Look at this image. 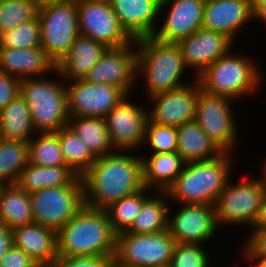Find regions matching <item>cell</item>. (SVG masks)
<instances>
[{"mask_svg": "<svg viewBox=\"0 0 266 267\" xmlns=\"http://www.w3.org/2000/svg\"><path fill=\"white\" fill-rule=\"evenodd\" d=\"M119 152L115 150L98 157L81 176L84 205L105 210L112 203L144 188L141 155Z\"/></svg>", "mask_w": 266, "mask_h": 267, "instance_id": "cell-1", "label": "cell"}, {"mask_svg": "<svg viewBox=\"0 0 266 267\" xmlns=\"http://www.w3.org/2000/svg\"><path fill=\"white\" fill-rule=\"evenodd\" d=\"M233 157V153L224 152L212 160L185 163L182 172L165 191L170 202L214 206L232 176Z\"/></svg>", "mask_w": 266, "mask_h": 267, "instance_id": "cell-2", "label": "cell"}, {"mask_svg": "<svg viewBox=\"0 0 266 267\" xmlns=\"http://www.w3.org/2000/svg\"><path fill=\"white\" fill-rule=\"evenodd\" d=\"M116 233L105 210L84 205L58 232V256L114 255Z\"/></svg>", "mask_w": 266, "mask_h": 267, "instance_id": "cell-3", "label": "cell"}, {"mask_svg": "<svg viewBox=\"0 0 266 267\" xmlns=\"http://www.w3.org/2000/svg\"><path fill=\"white\" fill-rule=\"evenodd\" d=\"M136 45L137 80L144 77L148 98L188 84L181 80L188 68L177 43L149 36L136 39Z\"/></svg>", "mask_w": 266, "mask_h": 267, "instance_id": "cell-4", "label": "cell"}, {"mask_svg": "<svg viewBox=\"0 0 266 267\" xmlns=\"http://www.w3.org/2000/svg\"><path fill=\"white\" fill-rule=\"evenodd\" d=\"M253 60V61H252ZM251 57L229 51L199 76L200 88L207 93L237 100L252 96L262 85L260 67Z\"/></svg>", "mask_w": 266, "mask_h": 267, "instance_id": "cell-5", "label": "cell"}, {"mask_svg": "<svg viewBox=\"0 0 266 267\" xmlns=\"http://www.w3.org/2000/svg\"><path fill=\"white\" fill-rule=\"evenodd\" d=\"M52 73H56L61 82L49 77L27 78L20 82V95L29 107L36 133L56 132L67 126L69 120L65 83L56 69Z\"/></svg>", "mask_w": 266, "mask_h": 267, "instance_id": "cell-6", "label": "cell"}, {"mask_svg": "<svg viewBox=\"0 0 266 267\" xmlns=\"http://www.w3.org/2000/svg\"><path fill=\"white\" fill-rule=\"evenodd\" d=\"M252 179V180H251ZM232 183L229 178L214 204L218 227L246 225L253 227L264 196L266 183L263 177Z\"/></svg>", "mask_w": 266, "mask_h": 267, "instance_id": "cell-7", "label": "cell"}, {"mask_svg": "<svg viewBox=\"0 0 266 267\" xmlns=\"http://www.w3.org/2000/svg\"><path fill=\"white\" fill-rule=\"evenodd\" d=\"M175 245L167 229L150 234L121 232L116 235L115 267L169 266Z\"/></svg>", "mask_w": 266, "mask_h": 267, "instance_id": "cell-8", "label": "cell"}, {"mask_svg": "<svg viewBox=\"0 0 266 267\" xmlns=\"http://www.w3.org/2000/svg\"><path fill=\"white\" fill-rule=\"evenodd\" d=\"M41 47L56 65L79 36L77 1H63L39 8Z\"/></svg>", "mask_w": 266, "mask_h": 267, "instance_id": "cell-9", "label": "cell"}, {"mask_svg": "<svg viewBox=\"0 0 266 267\" xmlns=\"http://www.w3.org/2000/svg\"><path fill=\"white\" fill-rule=\"evenodd\" d=\"M34 222L59 231L84 206L82 178L30 193Z\"/></svg>", "mask_w": 266, "mask_h": 267, "instance_id": "cell-10", "label": "cell"}, {"mask_svg": "<svg viewBox=\"0 0 266 267\" xmlns=\"http://www.w3.org/2000/svg\"><path fill=\"white\" fill-rule=\"evenodd\" d=\"M233 100L228 97L213 95L201 88L194 121L204 130L207 136L223 151L233 153L238 142V128L232 110Z\"/></svg>", "mask_w": 266, "mask_h": 267, "instance_id": "cell-11", "label": "cell"}, {"mask_svg": "<svg viewBox=\"0 0 266 267\" xmlns=\"http://www.w3.org/2000/svg\"><path fill=\"white\" fill-rule=\"evenodd\" d=\"M79 35L103 43L107 48H120L134 39L120 25L109 0L77 1Z\"/></svg>", "mask_w": 266, "mask_h": 267, "instance_id": "cell-12", "label": "cell"}, {"mask_svg": "<svg viewBox=\"0 0 266 267\" xmlns=\"http://www.w3.org/2000/svg\"><path fill=\"white\" fill-rule=\"evenodd\" d=\"M65 86L69 117L105 118L127 95L117 86L90 83L84 79L72 80Z\"/></svg>", "mask_w": 266, "mask_h": 267, "instance_id": "cell-13", "label": "cell"}, {"mask_svg": "<svg viewBox=\"0 0 266 267\" xmlns=\"http://www.w3.org/2000/svg\"><path fill=\"white\" fill-rule=\"evenodd\" d=\"M130 97L127 94L105 116L112 146L117 151H131L135 148L139 150L145 139L149 110L129 101Z\"/></svg>", "mask_w": 266, "mask_h": 267, "instance_id": "cell-14", "label": "cell"}, {"mask_svg": "<svg viewBox=\"0 0 266 267\" xmlns=\"http://www.w3.org/2000/svg\"><path fill=\"white\" fill-rule=\"evenodd\" d=\"M171 214L169 207L167 230L176 244H204L219 229L214 206L205 204H180ZM170 213V214H169ZM171 216V217H170Z\"/></svg>", "mask_w": 266, "mask_h": 267, "instance_id": "cell-15", "label": "cell"}, {"mask_svg": "<svg viewBox=\"0 0 266 267\" xmlns=\"http://www.w3.org/2000/svg\"><path fill=\"white\" fill-rule=\"evenodd\" d=\"M84 80L117 86L132 95V88L138 81L136 40L124 47L108 48Z\"/></svg>", "mask_w": 266, "mask_h": 267, "instance_id": "cell-16", "label": "cell"}, {"mask_svg": "<svg viewBox=\"0 0 266 267\" xmlns=\"http://www.w3.org/2000/svg\"><path fill=\"white\" fill-rule=\"evenodd\" d=\"M195 79V80H194ZM180 88L149 97L148 119L155 124L179 127L194 121L200 84L196 78Z\"/></svg>", "mask_w": 266, "mask_h": 267, "instance_id": "cell-17", "label": "cell"}, {"mask_svg": "<svg viewBox=\"0 0 266 267\" xmlns=\"http://www.w3.org/2000/svg\"><path fill=\"white\" fill-rule=\"evenodd\" d=\"M205 1L161 0L159 14L166 6L169 7L168 13L152 37L166 43H178L201 29Z\"/></svg>", "mask_w": 266, "mask_h": 267, "instance_id": "cell-18", "label": "cell"}, {"mask_svg": "<svg viewBox=\"0 0 266 267\" xmlns=\"http://www.w3.org/2000/svg\"><path fill=\"white\" fill-rule=\"evenodd\" d=\"M177 44L181 49L187 68L196 70L195 78L231 51L233 48L231 46L235 45L226 35L203 28L195 31Z\"/></svg>", "mask_w": 266, "mask_h": 267, "instance_id": "cell-19", "label": "cell"}, {"mask_svg": "<svg viewBox=\"0 0 266 267\" xmlns=\"http://www.w3.org/2000/svg\"><path fill=\"white\" fill-rule=\"evenodd\" d=\"M253 21L252 0H206L202 28L226 35L234 43L247 22Z\"/></svg>", "mask_w": 266, "mask_h": 267, "instance_id": "cell-20", "label": "cell"}, {"mask_svg": "<svg viewBox=\"0 0 266 267\" xmlns=\"http://www.w3.org/2000/svg\"><path fill=\"white\" fill-rule=\"evenodd\" d=\"M120 25L134 39L154 34L161 0H109Z\"/></svg>", "mask_w": 266, "mask_h": 267, "instance_id": "cell-21", "label": "cell"}, {"mask_svg": "<svg viewBox=\"0 0 266 267\" xmlns=\"http://www.w3.org/2000/svg\"><path fill=\"white\" fill-rule=\"evenodd\" d=\"M56 69L42 47L25 49L0 47V71L20 80L43 77Z\"/></svg>", "mask_w": 266, "mask_h": 267, "instance_id": "cell-22", "label": "cell"}, {"mask_svg": "<svg viewBox=\"0 0 266 267\" xmlns=\"http://www.w3.org/2000/svg\"><path fill=\"white\" fill-rule=\"evenodd\" d=\"M13 245L30 257L41 267H49L58 257L57 231L31 224L12 230Z\"/></svg>", "mask_w": 266, "mask_h": 267, "instance_id": "cell-23", "label": "cell"}, {"mask_svg": "<svg viewBox=\"0 0 266 267\" xmlns=\"http://www.w3.org/2000/svg\"><path fill=\"white\" fill-rule=\"evenodd\" d=\"M107 49L103 43L79 35L71 49L56 64V70L66 82L84 79Z\"/></svg>", "mask_w": 266, "mask_h": 267, "instance_id": "cell-24", "label": "cell"}, {"mask_svg": "<svg viewBox=\"0 0 266 267\" xmlns=\"http://www.w3.org/2000/svg\"><path fill=\"white\" fill-rule=\"evenodd\" d=\"M141 161L143 186L154 191H166L185 165L177 152L142 155Z\"/></svg>", "mask_w": 266, "mask_h": 267, "instance_id": "cell-25", "label": "cell"}, {"mask_svg": "<svg viewBox=\"0 0 266 267\" xmlns=\"http://www.w3.org/2000/svg\"><path fill=\"white\" fill-rule=\"evenodd\" d=\"M177 134V153L185 163L212 160L224 153L195 121L177 127Z\"/></svg>", "mask_w": 266, "mask_h": 267, "instance_id": "cell-26", "label": "cell"}, {"mask_svg": "<svg viewBox=\"0 0 266 267\" xmlns=\"http://www.w3.org/2000/svg\"><path fill=\"white\" fill-rule=\"evenodd\" d=\"M33 222L30 194L17 184L4 185L0 191V223L13 230Z\"/></svg>", "mask_w": 266, "mask_h": 267, "instance_id": "cell-27", "label": "cell"}, {"mask_svg": "<svg viewBox=\"0 0 266 267\" xmlns=\"http://www.w3.org/2000/svg\"><path fill=\"white\" fill-rule=\"evenodd\" d=\"M35 134L29 107L19 94L0 110V138L28 142Z\"/></svg>", "mask_w": 266, "mask_h": 267, "instance_id": "cell-28", "label": "cell"}, {"mask_svg": "<svg viewBox=\"0 0 266 267\" xmlns=\"http://www.w3.org/2000/svg\"><path fill=\"white\" fill-rule=\"evenodd\" d=\"M77 177L66 165L45 167L28 163L16 184L30 194L45 188L70 185Z\"/></svg>", "mask_w": 266, "mask_h": 267, "instance_id": "cell-29", "label": "cell"}, {"mask_svg": "<svg viewBox=\"0 0 266 267\" xmlns=\"http://www.w3.org/2000/svg\"><path fill=\"white\" fill-rule=\"evenodd\" d=\"M67 126L98 158L114 152L106 120L102 117H69Z\"/></svg>", "mask_w": 266, "mask_h": 267, "instance_id": "cell-30", "label": "cell"}, {"mask_svg": "<svg viewBox=\"0 0 266 267\" xmlns=\"http://www.w3.org/2000/svg\"><path fill=\"white\" fill-rule=\"evenodd\" d=\"M154 193L144 201L139 214L126 232L150 234L167 229L169 198L165 191H155Z\"/></svg>", "mask_w": 266, "mask_h": 267, "instance_id": "cell-31", "label": "cell"}, {"mask_svg": "<svg viewBox=\"0 0 266 267\" xmlns=\"http://www.w3.org/2000/svg\"><path fill=\"white\" fill-rule=\"evenodd\" d=\"M28 163V142L0 138V183L15 185Z\"/></svg>", "mask_w": 266, "mask_h": 267, "instance_id": "cell-32", "label": "cell"}, {"mask_svg": "<svg viewBox=\"0 0 266 267\" xmlns=\"http://www.w3.org/2000/svg\"><path fill=\"white\" fill-rule=\"evenodd\" d=\"M56 133L66 166L81 177L97 158L68 126L59 129Z\"/></svg>", "mask_w": 266, "mask_h": 267, "instance_id": "cell-33", "label": "cell"}, {"mask_svg": "<svg viewBox=\"0 0 266 267\" xmlns=\"http://www.w3.org/2000/svg\"><path fill=\"white\" fill-rule=\"evenodd\" d=\"M153 192L155 191L144 187L141 191L121 198L105 209L112 229L116 234L127 231L131 227L144 201Z\"/></svg>", "mask_w": 266, "mask_h": 267, "instance_id": "cell-34", "label": "cell"}, {"mask_svg": "<svg viewBox=\"0 0 266 267\" xmlns=\"http://www.w3.org/2000/svg\"><path fill=\"white\" fill-rule=\"evenodd\" d=\"M35 135L28 141L29 163L45 167L66 165L56 132Z\"/></svg>", "mask_w": 266, "mask_h": 267, "instance_id": "cell-35", "label": "cell"}, {"mask_svg": "<svg viewBox=\"0 0 266 267\" xmlns=\"http://www.w3.org/2000/svg\"><path fill=\"white\" fill-rule=\"evenodd\" d=\"M39 7L33 0L0 2V34L27 21L38 18Z\"/></svg>", "mask_w": 266, "mask_h": 267, "instance_id": "cell-36", "label": "cell"}, {"mask_svg": "<svg viewBox=\"0 0 266 267\" xmlns=\"http://www.w3.org/2000/svg\"><path fill=\"white\" fill-rule=\"evenodd\" d=\"M0 47L15 49L41 47V29L38 18L1 33Z\"/></svg>", "mask_w": 266, "mask_h": 267, "instance_id": "cell-37", "label": "cell"}, {"mask_svg": "<svg viewBox=\"0 0 266 267\" xmlns=\"http://www.w3.org/2000/svg\"><path fill=\"white\" fill-rule=\"evenodd\" d=\"M146 143L154 150L152 153L177 152V127L155 124L148 119L143 144L147 146Z\"/></svg>", "mask_w": 266, "mask_h": 267, "instance_id": "cell-38", "label": "cell"}, {"mask_svg": "<svg viewBox=\"0 0 266 267\" xmlns=\"http://www.w3.org/2000/svg\"><path fill=\"white\" fill-rule=\"evenodd\" d=\"M203 244H176L172 251L170 267H209L210 258Z\"/></svg>", "mask_w": 266, "mask_h": 267, "instance_id": "cell-39", "label": "cell"}, {"mask_svg": "<svg viewBox=\"0 0 266 267\" xmlns=\"http://www.w3.org/2000/svg\"><path fill=\"white\" fill-rule=\"evenodd\" d=\"M49 267H115V258L114 255L58 256Z\"/></svg>", "mask_w": 266, "mask_h": 267, "instance_id": "cell-40", "label": "cell"}, {"mask_svg": "<svg viewBox=\"0 0 266 267\" xmlns=\"http://www.w3.org/2000/svg\"><path fill=\"white\" fill-rule=\"evenodd\" d=\"M245 240L242 259L266 261V229H253Z\"/></svg>", "mask_w": 266, "mask_h": 267, "instance_id": "cell-41", "label": "cell"}, {"mask_svg": "<svg viewBox=\"0 0 266 267\" xmlns=\"http://www.w3.org/2000/svg\"><path fill=\"white\" fill-rule=\"evenodd\" d=\"M21 80L0 71V110L20 94Z\"/></svg>", "mask_w": 266, "mask_h": 267, "instance_id": "cell-42", "label": "cell"}, {"mask_svg": "<svg viewBox=\"0 0 266 267\" xmlns=\"http://www.w3.org/2000/svg\"><path fill=\"white\" fill-rule=\"evenodd\" d=\"M0 267H41L32 257L14 245L0 260Z\"/></svg>", "mask_w": 266, "mask_h": 267, "instance_id": "cell-43", "label": "cell"}, {"mask_svg": "<svg viewBox=\"0 0 266 267\" xmlns=\"http://www.w3.org/2000/svg\"><path fill=\"white\" fill-rule=\"evenodd\" d=\"M13 246L12 230L0 223V260Z\"/></svg>", "mask_w": 266, "mask_h": 267, "instance_id": "cell-44", "label": "cell"}, {"mask_svg": "<svg viewBox=\"0 0 266 267\" xmlns=\"http://www.w3.org/2000/svg\"><path fill=\"white\" fill-rule=\"evenodd\" d=\"M253 20L266 25V0H252Z\"/></svg>", "mask_w": 266, "mask_h": 267, "instance_id": "cell-45", "label": "cell"}, {"mask_svg": "<svg viewBox=\"0 0 266 267\" xmlns=\"http://www.w3.org/2000/svg\"><path fill=\"white\" fill-rule=\"evenodd\" d=\"M253 229H266V195L263 198Z\"/></svg>", "mask_w": 266, "mask_h": 267, "instance_id": "cell-46", "label": "cell"}, {"mask_svg": "<svg viewBox=\"0 0 266 267\" xmlns=\"http://www.w3.org/2000/svg\"><path fill=\"white\" fill-rule=\"evenodd\" d=\"M33 1L36 3V5L39 8H41L44 6L51 5V4L60 3V2L66 1V0H33Z\"/></svg>", "mask_w": 266, "mask_h": 267, "instance_id": "cell-47", "label": "cell"}, {"mask_svg": "<svg viewBox=\"0 0 266 267\" xmlns=\"http://www.w3.org/2000/svg\"><path fill=\"white\" fill-rule=\"evenodd\" d=\"M251 265L255 264L254 267H266V261H260L257 259H246ZM253 263V264H252Z\"/></svg>", "mask_w": 266, "mask_h": 267, "instance_id": "cell-48", "label": "cell"}, {"mask_svg": "<svg viewBox=\"0 0 266 267\" xmlns=\"http://www.w3.org/2000/svg\"><path fill=\"white\" fill-rule=\"evenodd\" d=\"M262 171H260L262 173V177L264 178L265 180V183H266V158L265 160L262 161Z\"/></svg>", "mask_w": 266, "mask_h": 267, "instance_id": "cell-49", "label": "cell"}, {"mask_svg": "<svg viewBox=\"0 0 266 267\" xmlns=\"http://www.w3.org/2000/svg\"><path fill=\"white\" fill-rule=\"evenodd\" d=\"M3 186H4V185H3L2 183H0V191H1V189H2Z\"/></svg>", "mask_w": 266, "mask_h": 267, "instance_id": "cell-50", "label": "cell"}]
</instances>
